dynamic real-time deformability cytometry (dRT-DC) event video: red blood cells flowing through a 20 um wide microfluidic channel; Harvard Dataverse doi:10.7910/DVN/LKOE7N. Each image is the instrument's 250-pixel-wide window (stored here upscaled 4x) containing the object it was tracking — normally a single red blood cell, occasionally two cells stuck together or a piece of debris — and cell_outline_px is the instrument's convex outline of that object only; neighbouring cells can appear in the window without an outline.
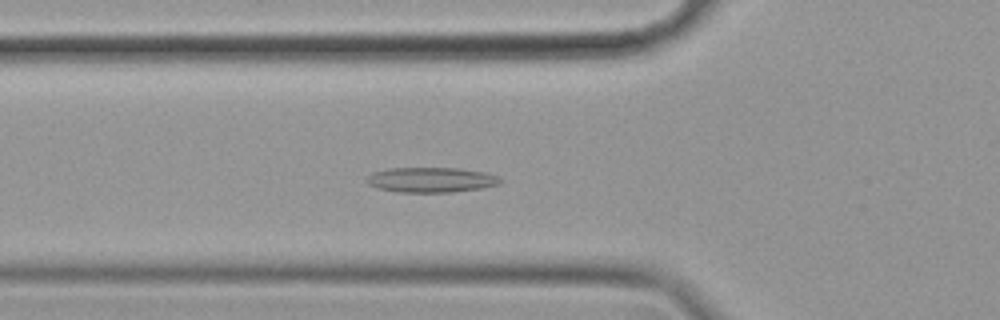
{"species": "common noctule bat (a hibernating species)", "species_latin": "Nyctalus noctula", "temperature_condition": "cold", "stored_images_in_passage": 56, "camera_frame_rate_fps": 3000, "um_per_image_px": 0.085, "animal": {"sex": "female", "body_mass_g": 19.9}, "frame": {"image": 1, "passage_image": 19, "time_ms": 6.0, "image_size_px": [1000, 320], "cell_outline_px": [[504, 180], [500, 184], [480, 188], [452, 192], [396, 192], [376, 188], [368, 184], [364, 180], [372, 172], [388, 168], [456, 168], [484, 172], [496, 176]], "centroid_in_image_um": [36.59, 15.29], "position_along_channel_um": 89.2, "area_um2": 19.59}}
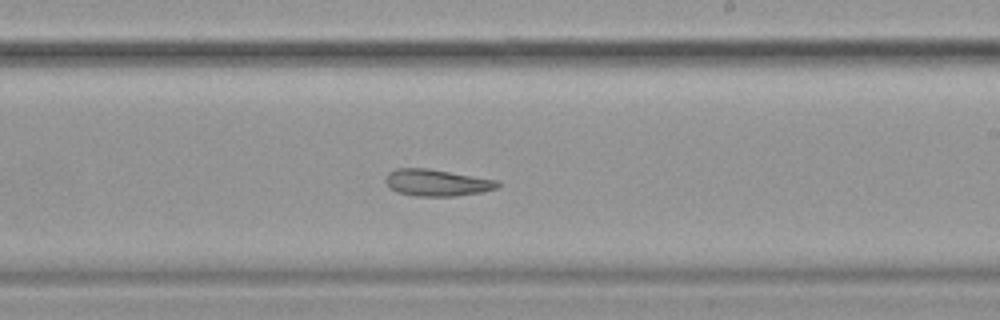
{"frame": {"image": 2, "passage_image": 33, "time_ms": 10.667, "image_size_px": [1000, 320], "cell_outline_px": [[500, 184], [496, 188], [480, 192], [456, 196], [416, 196], [396, 192], [388, 188], [384, 184], [384, 176], [388, 172], [396, 168], [428, 168], [496, 180]], "centroid_in_image_um": [37.02, 15.52], "position_along_channel_um": 252.0, "area_um2": 17.57}}
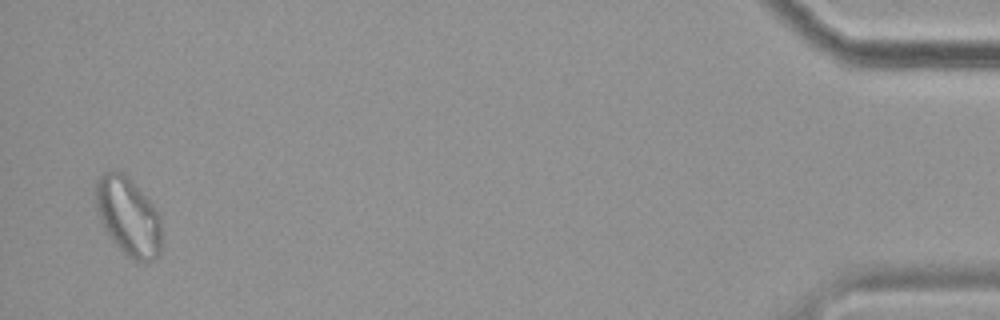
{"frame": {"image": 3, "passage_image": 55, "time_ms": 18.0, "image_size_px": [1000, 320], "cell_outline_px": [[160, 256], [156, 260], [144, 264], [128, 256], [112, 240], [104, 228], [100, 220], [96, 208], [96, 180], [104, 172], [124, 172], [156, 208], [160, 216]], "centroid_in_image_um": [10.92, 18.43], "position_along_channel_um": 424.3, "area_um2": 30.0}, "authors_computed_cell_mechanics": {"area_um2": 20.4612, "velocity_mm_per_s": 3.4926, "shape_relaxation_time_tau1_ms": null, "shape_relaxation_time_tau2_ms": 8.5399, "deformation_change_tau1": null, "deformation_change_tau2": 0.1669}}